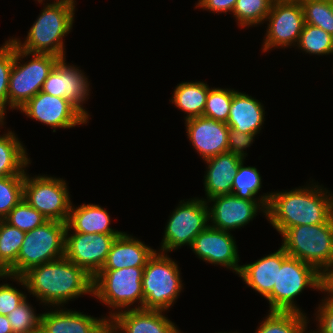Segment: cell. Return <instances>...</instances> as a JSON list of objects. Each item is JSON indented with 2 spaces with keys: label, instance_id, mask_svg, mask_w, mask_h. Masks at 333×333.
Instances as JSON below:
<instances>
[{
  "label": "cell",
  "instance_id": "22",
  "mask_svg": "<svg viewBox=\"0 0 333 333\" xmlns=\"http://www.w3.org/2000/svg\"><path fill=\"white\" fill-rule=\"evenodd\" d=\"M243 160L231 152L221 153L205 160L207 170L204 175V188L207 201L215 196L232 194L234 175L237 173L239 164Z\"/></svg>",
  "mask_w": 333,
  "mask_h": 333
},
{
  "label": "cell",
  "instance_id": "17",
  "mask_svg": "<svg viewBox=\"0 0 333 333\" xmlns=\"http://www.w3.org/2000/svg\"><path fill=\"white\" fill-rule=\"evenodd\" d=\"M78 68L73 64L67 65L66 59H61L45 80L41 91L69 100L89 119L83 104L90 96V81Z\"/></svg>",
  "mask_w": 333,
  "mask_h": 333
},
{
  "label": "cell",
  "instance_id": "39",
  "mask_svg": "<svg viewBox=\"0 0 333 333\" xmlns=\"http://www.w3.org/2000/svg\"><path fill=\"white\" fill-rule=\"evenodd\" d=\"M26 298L25 293L11 286V284H0V315L7 316Z\"/></svg>",
  "mask_w": 333,
  "mask_h": 333
},
{
  "label": "cell",
  "instance_id": "26",
  "mask_svg": "<svg viewBox=\"0 0 333 333\" xmlns=\"http://www.w3.org/2000/svg\"><path fill=\"white\" fill-rule=\"evenodd\" d=\"M25 148L14 131L0 135V177L25 174L31 164Z\"/></svg>",
  "mask_w": 333,
  "mask_h": 333
},
{
  "label": "cell",
  "instance_id": "32",
  "mask_svg": "<svg viewBox=\"0 0 333 333\" xmlns=\"http://www.w3.org/2000/svg\"><path fill=\"white\" fill-rule=\"evenodd\" d=\"M296 46L311 55L333 54V36L319 27L305 23Z\"/></svg>",
  "mask_w": 333,
  "mask_h": 333
},
{
  "label": "cell",
  "instance_id": "48",
  "mask_svg": "<svg viewBox=\"0 0 333 333\" xmlns=\"http://www.w3.org/2000/svg\"><path fill=\"white\" fill-rule=\"evenodd\" d=\"M4 123H5L4 120L0 117V127L4 126Z\"/></svg>",
  "mask_w": 333,
  "mask_h": 333
},
{
  "label": "cell",
  "instance_id": "10",
  "mask_svg": "<svg viewBox=\"0 0 333 333\" xmlns=\"http://www.w3.org/2000/svg\"><path fill=\"white\" fill-rule=\"evenodd\" d=\"M179 203L165 226L160 252H171L184 245L190 247L195 237L209 225L208 203L203 198Z\"/></svg>",
  "mask_w": 333,
  "mask_h": 333
},
{
  "label": "cell",
  "instance_id": "16",
  "mask_svg": "<svg viewBox=\"0 0 333 333\" xmlns=\"http://www.w3.org/2000/svg\"><path fill=\"white\" fill-rule=\"evenodd\" d=\"M201 260L240 272L238 248L235 238L228 231L218 230L208 225L193 240L190 246Z\"/></svg>",
  "mask_w": 333,
  "mask_h": 333
},
{
  "label": "cell",
  "instance_id": "5",
  "mask_svg": "<svg viewBox=\"0 0 333 333\" xmlns=\"http://www.w3.org/2000/svg\"><path fill=\"white\" fill-rule=\"evenodd\" d=\"M31 57L24 63L23 58ZM22 59V60H21ZM61 58L52 54L29 53L14 44V63L8 83V107L19 110L42 90L43 84ZM23 63H20L22 62Z\"/></svg>",
  "mask_w": 333,
  "mask_h": 333
},
{
  "label": "cell",
  "instance_id": "23",
  "mask_svg": "<svg viewBox=\"0 0 333 333\" xmlns=\"http://www.w3.org/2000/svg\"><path fill=\"white\" fill-rule=\"evenodd\" d=\"M156 250L132 235L122 232L116 237L101 270L145 267Z\"/></svg>",
  "mask_w": 333,
  "mask_h": 333
},
{
  "label": "cell",
  "instance_id": "19",
  "mask_svg": "<svg viewBox=\"0 0 333 333\" xmlns=\"http://www.w3.org/2000/svg\"><path fill=\"white\" fill-rule=\"evenodd\" d=\"M165 311L134 309L117 312L109 318L118 333H176L179 329Z\"/></svg>",
  "mask_w": 333,
  "mask_h": 333
},
{
  "label": "cell",
  "instance_id": "2",
  "mask_svg": "<svg viewBox=\"0 0 333 333\" xmlns=\"http://www.w3.org/2000/svg\"><path fill=\"white\" fill-rule=\"evenodd\" d=\"M271 192L266 219L282 235L288 228L326 223L333 216V194L317 184Z\"/></svg>",
  "mask_w": 333,
  "mask_h": 333
},
{
  "label": "cell",
  "instance_id": "42",
  "mask_svg": "<svg viewBox=\"0 0 333 333\" xmlns=\"http://www.w3.org/2000/svg\"><path fill=\"white\" fill-rule=\"evenodd\" d=\"M236 2L237 0H198L195 7L196 9L199 7L212 13L227 14L228 12H233Z\"/></svg>",
  "mask_w": 333,
  "mask_h": 333
},
{
  "label": "cell",
  "instance_id": "35",
  "mask_svg": "<svg viewBox=\"0 0 333 333\" xmlns=\"http://www.w3.org/2000/svg\"><path fill=\"white\" fill-rule=\"evenodd\" d=\"M235 92L236 91L231 88H209L203 116L226 123Z\"/></svg>",
  "mask_w": 333,
  "mask_h": 333
},
{
  "label": "cell",
  "instance_id": "15",
  "mask_svg": "<svg viewBox=\"0 0 333 333\" xmlns=\"http://www.w3.org/2000/svg\"><path fill=\"white\" fill-rule=\"evenodd\" d=\"M206 202L211 222L209 225L218 230L230 232L239 229L250 223L258 212H262L266 217V206L260 200H247L234 194H226L212 197ZM209 202H213L210 207Z\"/></svg>",
  "mask_w": 333,
  "mask_h": 333
},
{
  "label": "cell",
  "instance_id": "8",
  "mask_svg": "<svg viewBox=\"0 0 333 333\" xmlns=\"http://www.w3.org/2000/svg\"><path fill=\"white\" fill-rule=\"evenodd\" d=\"M66 227L64 222L48 220L26 232L17 262L8 275L21 277L30 268L64 257Z\"/></svg>",
  "mask_w": 333,
  "mask_h": 333
},
{
  "label": "cell",
  "instance_id": "1",
  "mask_svg": "<svg viewBox=\"0 0 333 333\" xmlns=\"http://www.w3.org/2000/svg\"><path fill=\"white\" fill-rule=\"evenodd\" d=\"M8 278L50 307H64L81 295L93 296V277L65 256L30 268L21 277L8 275Z\"/></svg>",
  "mask_w": 333,
  "mask_h": 333
},
{
  "label": "cell",
  "instance_id": "7",
  "mask_svg": "<svg viewBox=\"0 0 333 333\" xmlns=\"http://www.w3.org/2000/svg\"><path fill=\"white\" fill-rule=\"evenodd\" d=\"M167 254L155 251L144 267L142 285L145 310H169L183 289L179 266Z\"/></svg>",
  "mask_w": 333,
  "mask_h": 333
},
{
  "label": "cell",
  "instance_id": "31",
  "mask_svg": "<svg viewBox=\"0 0 333 333\" xmlns=\"http://www.w3.org/2000/svg\"><path fill=\"white\" fill-rule=\"evenodd\" d=\"M26 232L0 220V264L8 271L16 262Z\"/></svg>",
  "mask_w": 333,
  "mask_h": 333
},
{
  "label": "cell",
  "instance_id": "9",
  "mask_svg": "<svg viewBox=\"0 0 333 333\" xmlns=\"http://www.w3.org/2000/svg\"><path fill=\"white\" fill-rule=\"evenodd\" d=\"M308 287L323 292V275L313 266L288 256L278 268L277 284L266 297L269 311L303 313L294 298Z\"/></svg>",
  "mask_w": 333,
  "mask_h": 333
},
{
  "label": "cell",
  "instance_id": "36",
  "mask_svg": "<svg viewBox=\"0 0 333 333\" xmlns=\"http://www.w3.org/2000/svg\"><path fill=\"white\" fill-rule=\"evenodd\" d=\"M3 220L24 232H29L48 221L42 213L30 206L24 198L11 209Z\"/></svg>",
  "mask_w": 333,
  "mask_h": 333
},
{
  "label": "cell",
  "instance_id": "33",
  "mask_svg": "<svg viewBox=\"0 0 333 333\" xmlns=\"http://www.w3.org/2000/svg\"><path fill=\"white\" fill-rule=\"evenodd\" d=\"M304 21L333 36V2L326 0H300Z\"/></svg>",
  "mask_w": 333,
  "mask_h": 333
},
{
  "label": "cell",
  "instance_id": "47",
  "mask_svg": "<svg viewBox=\"0 0 333 333\" xmlns=\"http://www.w3.org/2000/svg\"><path fill=\"white\" fill-rule=\"evenodd\" d=\"M36 1H38L39 2V4L41 3H43V1H46V0H36ZM55 1H66V0H55Z\"/></svg>",
  "mask_w": 333,
  "mask_h": 333
},
{
  "label": "cell",
  "instance_id": "38",
  "mask_svg": "<svg viewBox=\"0 0 333 333\" xmlns=\"http://www.w3.org/2000/svg\"><path fill=\"white\" fill-rule=\"evenodd\" d=\"M14 63V43L8 39L0 47V117L5 120L8 106V83Z\"/></svg>",
  "mask_w": 333,
  "mask_h": 333
},
{
  "label": "cell",
  "instance_id": "28",
  "mask_svg": "<svg viewBox=\"0 0 333 333\" xmlns=\"http://www.w3.org/2000/svg\"><path fill=\"white\" fill-rule=\"evenodd\" d=\"M255 333H304L309 324L305 313L268 311Z\"/></svg>",
  "mask_w": 333,
  "mask_h": 333
},
{
  "label": "cell",
  "instance_id": "27",
  "mask_svg": "<svg viewBox=\"0 0 333 333\" xmlns=\"http://www.w3.org/2000/svg\"><path fill=\"white\" fill-rule=\"evenodd\" d=\"M209 86L205 82H181L174 89L170 102L186 114L185 120L203 116Z\"/></svg>",
  "mask_w": 333,
  "mask_h": 333
},
{
  "label": "cell",
  "instance_id": "24",
  "mask_svg": "<svg viewBox=\"0 0 333 333\" xmlns=\"http://www.w3.org/2000/svg\"><path fill=\"white\" fill-rule=\"evenodd\" d=\"M264 116L265 108L259 100L236 90L226 124L242 133L257 135L263 127Z\"/></svg>",
  "mask_w": 333,
  "mask_h": 333
},
{
  "label": "cell",
  "instance_id": "44",
  "mask_svg": "<svg viewBox=\"0 0 333 333\" xmlns=\"http://www.w3.org/2000/svg\"><path fill=\"white\" fill-rule=\"evenodd\" d=\"M0 333H13L7 316L0 315Z\"/></svg>",
  "mask_w": 333,
  "mask_h": 333
},
{
  "label": "cell",
  "instance_id": "25",
  "mask_svg": "<svg viewBox=\"0 0 333 333\" xmlns=\"http://www.w3.org/2000/svg\"><path fill=\"white\" fill-rule=\"evenodd\" d=\"M66 231L88 234H121L110 228L111 218L106 209L97 204L71 205Z\"/></svg>",
  "mask_w": 333,
  "mask_h": 333
},
{
  "label": "cell",
  "instance_id": "45",
  "mask_svg": "<svg viewBox=\"0 0 333 333\" xmlns=\"http://www.w3.org/2000/svg\"><path fill=\"white\" fill-rule=\"evenodd\" d=\"M98 333H118V331L111 325V323L108 321L100 330Z\"/></svg>",
  "mask_w": 333,
  "mask_h": 333
},
{
  "label": "cell",
  "instance_id": "11",
  "mask_svg": "<svg viewBox=\"0 0 333 333\" xmlns=\"http://www.w3.org/2000/svg\"><path fill=\"white\" fill-rule=\"evenodd\" d=\"M67 186L63 178L45 174L30 177L25 172L23 198L47 220L67 223L72 205Z\"/></svg>",
  "mask_w": 333,
  "mask_h": 333
},
{
  "label": "cell",
  "instance_id": "49",
  "mask_svg": "<svg viewBox=\"0 0 333 333\" xmlns=\"http://www.w3.org/2000/svg\"><path fill=\"white\" fill-rule=\"evenodd\" d=\"M273 1H300V0H273Z\"/></svg>",
  "mask_w": 333,
  "mask_h": 333
},
{
  "label": "cell",
  "instance_id": "14",
  "mask_svg": "<svg viewBox=\"0 0 333 333\" xmlns=\"http://www.w3.org/2000/svg\"><path fill=\"white\" fill-rule=\"evenodd\" d=\"M65 232V257L95 277L104 266L116 237L120 234Z\"/></svg>",
  "mask_w": 333,
  "mask_h": 333
},
{
  "label": "cell",
  "instance_id": "4",
  "mask_svg": "<svg viewBox=\"0 0 333 333\" xmlns=\"http://www.w3.org/2000/svg\"><path fill=\"white\" fill-rule=\"evenodd\" d=\"M282 238L281 247L289 256L313 266L323 276L333 266V216L323 224L288 228Z\"/></svg>",
  "mask_w": 333,
  "mask_h": 333
},
{
  "label": "cell",
  "instance_id": "13",
  "mask_svg": "<svg viewBox=\"0 0 333 333\" xmlns=\"http://www.w3.org/2000/svg\"><path fill=\"white\" fill-rule=\"evenodd\" d=\"M32 120L54 128L70 129L88 123V118L69 100L40 91L20 109Z\"/></svg>",
  "mask_w": 333,
  "mask_h": 333
},
{
  "label": "cell",
  "instance_id": "12",
  "mask_svg": "<svg viewBox=\"0 0 333 333\" xmlns=\"http://www.w3.org/2000/svg\"><path fill=\"white\" fill-rule=\"evenodd\" d=\"M265 21L269 23L262 45L263 52L296 46L305 24L302 5L300 1H273Z\"/></svg>",
  "mask_w": 333,
  "mask_h": 333
},
{
  "label": "cell",
  "instance_id": "18",
  "mask_svg": "<svg viewBox=\"0 0 333 333\" xmlns=\"http://www.w3.org/2000/svg\"><path fill=\"white\" fill-rule=\"evenodd\" d=\"M185 124L190 143L204 161L228 152L229 127L225 122L199 116L185 120Z\"/></svg>",
  "mask_w": 333,
  "mask_h": 333
},
{
  "label": "cell",
  "instance_id": "41",
  "mask_svg": "<svg viewBox=\"0 0 333 333\" xmlns=\"http://www.w3.org/2000/svg\"><path fill=\"white\" fill-rule=\"evenodd\" d=\"M254 138L255 135L253 134H246L229 128L228 152H231L234 155H238L245 159L247 153L244 150L253 144Z\"/></svg>",
  "mask_w": 333,
  "mask_h": 333
},
{
  "label": "cell",
  "instance_id": "43",
  "mask_svg": "<svg viewBox=\"0 0 333 333\" xmlns=\"http://www.w3.org/2000/svg\"><path fill=\"white\" fill-rule=\"evenodd\" d=\"M323 292L333 299V266L331 269L323 276ZM327 292V293H326Z\"/></svg>",
  "mask_w": 333,
  "mask_h": 333
},
{
  "label": "cell",
  "instance_id": "46",
  "mask_svg": "<svg viewBox=\"0 0 333 333\" xmlns=\"http://www.w3.org/2000/svg\"><path fill=\"white\" fill-rule=\"evenodd\" d=\"M7 279L8 278V272L7 270L0 264V279Z\"/></svg>",
  "mask_w": 333,
  "mask_h": 333
},
{
  "label": "cell",
  "instance_id": "29",
  "mask_svg": "<svg viewBox=\"0 0 333 333\" xmlns=\"http://www.w3.org/2000/svg\"><path fill=\"white\" fill-rule=\"evenodd\" d=\"M262 187V179L256 167L244 166V159L240 162L237 173L234 175L232 194L238 198L247 200H260L266 207L269 203L271 192L259 195Z\"/></svg>",
  "mask_w": 333,
  "mask_h": 333
},
{
  "label": "cell",
  "instance_id": "21",
  "mask_svg": "<svg viewBox=\"0 0 333 333\" xmlns=\"http://www.w3.org/2000/svg\"><path fill=\"white\" fill-rule=\"evenodd\" d=\"M289 255L280 247L253 263L241 265L239 277L248 287L266 298L277 284L278 268Z\"/></svg>",
  "mask_w": 333,
  "mask_h": 333
},
{
  "label": "cell",
  "instance_id": "3",
  "mask_svg": "<svg viewBox=\"0 0 333 333\" xmlns=\"http://www.w3.org/2000/svg\"><path fill=\"white\" fill-rule=\"evenodd\" d=\"M75 0L43 3L37 20L28 31L25 41L10 38L21 50L29 53L52 54L61 59L65 57L63 38L71 32L74 23Z\"/></svg>",
  "mask_w": 333,
  "mask_h": 333
},
{
  "label": "cell",
  "instance_id": "30",
  "mask_svg": "<svg viewBox=\"0 0 333 333\" xmlns=\"http://www.w3.org/2000/svg\"><path fill=\"white\" fill-rule=\"evenodd\" d=\"M273 0H237L233 17L239 27H252L265 23Z\"/></svg>",
  "mask_w": 333,
  "mask_h": 333
},
{
  "label": "cell",
  "instance_id": "6",
  "mask_svg": "<svg viewBox=\"0 0 333 333\" xmlns=\"http://www.w3.org/2000/svg\"><path fill=\"white\" fill-rule=\"evenodd\" d=\"M143 272L144 267L101 270L93 278V296L112 308L108 319L117 312L131 309L134 303H138L134 309H143Z\"/></svg>",
  "mask_w": 333,
  "mask_h": 333
},
{
  "label": "cell",
  "instance_id": "34",
  "mask_svg": "<svg viewBox=\"0 0 333 333\" xmlns=\"http://www.w3.org/2000/svg\"><path fill=\"white\" fill-rule=\"evenodd\" d=\"M25 174L0 177V220H3L24 196Z\"/></svg>",
  "mask_w": 333,
  "mask_h": 333
},
{
  "label": "cell",
  "instance_id": "20",
  "mask_svg": "<svg viewBox=\"0 0 333 333\" xmlns=\"http://www.w3.org/2000/svg\"><path fill=\"white\" fill-rule=\"evenodd\" d=\"M53 308L54 311L50 309L42 313L40 329L42 333H98L109 321L106 316L98 318L80 311Z\"/></svg>",
  "mask_w": 333,
  "mask_h": 333
},
{
  "label": "cell",
  "instance_id": "40",
  "mask_svg": "<svg viewBox=\"0 0 333 333\" xmlns=\"http://www.w3.org/2000/svg\"><path fill=\"white\" fill-rule=\"evenodd\" d=\"M317 307L315 319L318 321L315 333H333V299L328 295L322 298Z\"/></svg>",
  "mask_w": 333,
  "mask_h": 333
},
{
  "label": "cell",
  "instance_id": "37",
  "mask_svg": "<svg viewBox=\"0 0 333 333\" xmlns=\"http://www.w3.org/2000/svg\"><path fill=\"white\" fill-rule=\"evenodd\" d=\"M32 307L26 298L7 315L13 333H37L40 331L42 314L36 315Z\"/></svg>",
  "mask_w": 333,
  "mask_h": 333
}]
</instances>
